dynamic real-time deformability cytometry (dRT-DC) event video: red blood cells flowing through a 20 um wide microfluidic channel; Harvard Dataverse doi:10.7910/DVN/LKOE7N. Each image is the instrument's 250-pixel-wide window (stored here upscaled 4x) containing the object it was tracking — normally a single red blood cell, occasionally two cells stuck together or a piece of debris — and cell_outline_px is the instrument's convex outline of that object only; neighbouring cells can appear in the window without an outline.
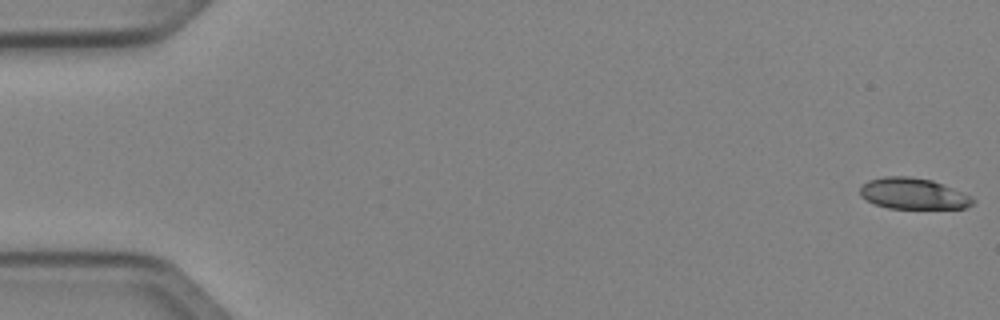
{"species": "Egyptian fruit bat (a non-hibernating species)", "species_latin": "Rousettus aegyptiacus", "temperature_condition": "cold", "stored_images_in_passage": 51, "camera_frame_rate_fps": 3000, "um_per_image_px": 0.085, "animal": {"sex": "female"}, "frame": {"image": 1, "passage_image": 1, "time_ms": 0.0, "image_size_px": [1000, 320], "cell_outline_px": [[976, 200], [972, 204], [964, 208], [888, 208], [876, 204], [860, 196], [860, 188], [868, 180], [884, 176], [908, 176], [932, 180], [952, 188]], "centroid_in_image_um": [77.58, 16.45], "position_along_channel_um": 7.4, "area_um2": 20.11}}
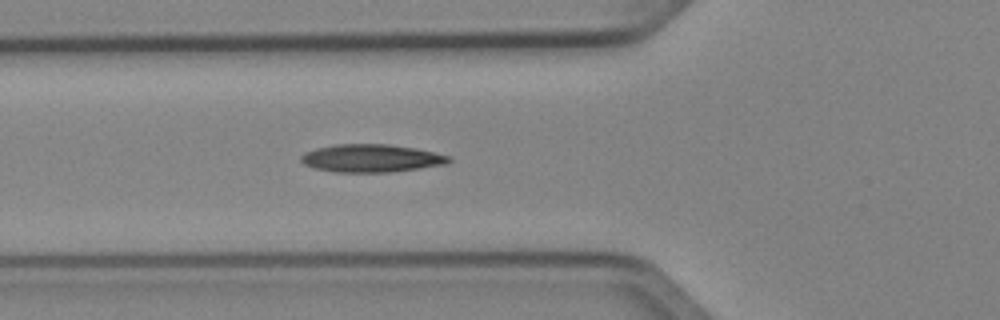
{"frame": {"image": 2, "passage_image": 19, "time_ms": 6.0, "image_size_px": [1000, 320], "cell_outline_px": [[452, 160], [448, 164], [392, 172], [336, 172], [316, 168], [304, 164], [300, 160], [300, 156], [304, 152], [316, 148], [336, 144], [388, 144], [416, 148], [448, 156]], "centroid_in_image_um": [31.55, 13.45], "position_along_channel_um": 94.2, "area_um2": 23.99}}
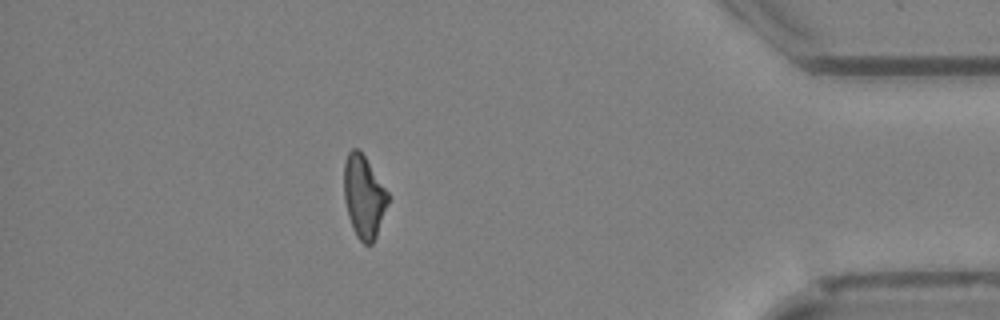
{"frame": {"image": 3, "passage_image": 45, "time_ms": 14.667, "image_size_px": [1000, 320], "cell_outline_px": [[388, 204], [376, 236], [372, 244], [364, 244], [356, 236], [352, 228], [348, 216], [344, 200], [344, 160], [348, 152], [352, 148], [356, 148], [364, 156], [388, 192]], "centroid_in_image_um": [30.91, 16.72], "position_along_channel_um": 404.3, "area_um2": 21.04}, "authors_computed_cell_mechanics": {"area_um2": 21.964, "velocity_mm_per_s": 4.074, "shape_relaxation_time_tau1_ms": 7.1794, "shape_relaxation_time_tau2_ms": 10.0516, "deformation_change_tau1": 0.1677, "deformation_change_tau2": 0.2211}}